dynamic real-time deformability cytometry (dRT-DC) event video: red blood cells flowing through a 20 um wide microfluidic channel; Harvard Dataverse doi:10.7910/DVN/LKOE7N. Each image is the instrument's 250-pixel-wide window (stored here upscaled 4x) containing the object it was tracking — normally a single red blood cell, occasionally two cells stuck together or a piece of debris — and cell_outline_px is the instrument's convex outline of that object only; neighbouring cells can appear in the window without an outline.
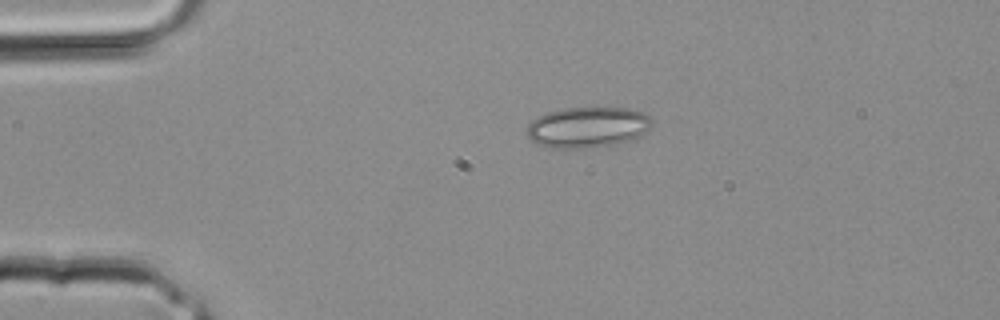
{"species": "common noctule bat (a hibernating species)", "species_latin": "Nyctalus noctula", "temperature_condition": "room temperature", "stored_images_in_passage": 2, "camera_frame_rate_fps": 3000, "um_per_image_px": 0.085, "animal": {"sex": "male", "body_mass_g": 20.4}, "frame": {"image": 1, "passage_image": 1, "time_ms": 0.0, "image_size_px": [1000, 320], "cell_outline_px": [[652, 128], [636, 136], [616, 144], [584, 148], [548, 148], [536, 144], [528, 136], [528, 124], [536, 116], [544, 112], [564, 108], [628, 108], [644, 112], [652, 116]], "centroid_in_image_um": [49.93, 10.8], "position_along_channel_um": 35.1, "area_um2": 29.82}}